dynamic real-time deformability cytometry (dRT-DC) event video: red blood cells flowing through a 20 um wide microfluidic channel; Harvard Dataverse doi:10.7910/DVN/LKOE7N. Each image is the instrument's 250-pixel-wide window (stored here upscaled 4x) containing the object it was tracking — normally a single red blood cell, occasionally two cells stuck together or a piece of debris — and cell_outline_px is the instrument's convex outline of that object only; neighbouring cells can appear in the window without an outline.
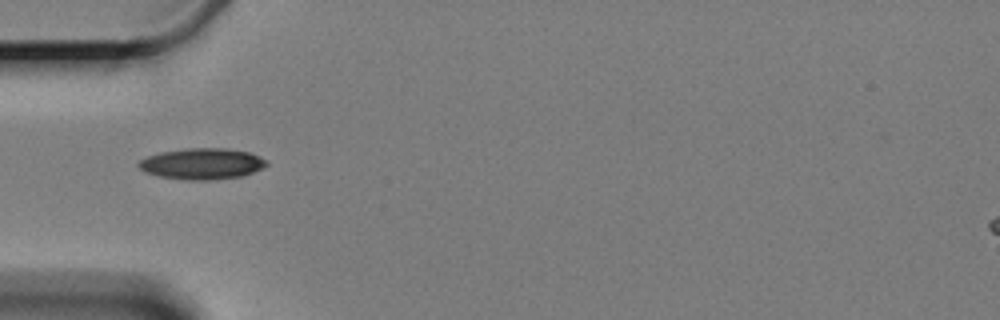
{"species": "Egyptian fruit bat (a non-hibernating species)", "species_latin": "Rousettus aegyptiacus", "temperature_condition": "cold", "stored_images_in_passage": 1, "camera_frame_rate_fps": 3000, "um_per_image_px": 0.085, "animal": {"sex": "female"}, "frame": {"image": 1, "passage_image": 1, "time_ms": 0.0, "image_size_px": [1000, 320], "cell_outline_px": [[268, 164], [264, 168], [244, 176], [216, 180], [184, 180], [156, 176], [140, 168], [136, 164], [140, 160], [148, 156], [160, 152], [184, 148], [228, 148], [252, 152], [268, 160]], "centroid_in_image_um": [17.23, 13.92], "position_along_channel_um": 67.8, "area_um2": 23.7}}